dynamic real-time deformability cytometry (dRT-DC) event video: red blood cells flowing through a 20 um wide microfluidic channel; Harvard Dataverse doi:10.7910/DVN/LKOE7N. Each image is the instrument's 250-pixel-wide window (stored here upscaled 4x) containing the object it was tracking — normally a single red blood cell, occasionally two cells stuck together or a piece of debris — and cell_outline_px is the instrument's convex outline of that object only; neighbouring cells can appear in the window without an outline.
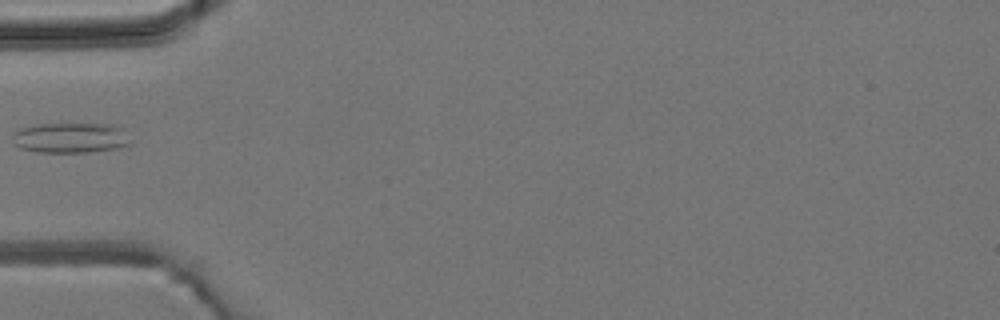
{"species": "common noctule bat (a hibernating species)", "species_latin": "Nyctalus noctula", "temperature_condition": "room temperature", "stored_images_in_passage": 5, "camera_frame_rate_fps": 3000, "um_per_image_px": 0.085, "animal": {"sex": "male", "body_mass_g": 19.2, "forearm_length_mm": 51.8}, "frame": {"image": 1, "passage_image": 5, "time_ms": 4.667, "image_size_px": [1000, 320], "cell_outline_px": [[132, 144], [120, 148], [88, 152], [36, 152], [20, 148], [12, 144], [12, 132], [20, 128], [32, 124], [124, 124], [132, 140]], "centroid_in_image_um": [6.07, 11.7], "position_along_channel_um": 78.9, "area_um2": 21.73}}